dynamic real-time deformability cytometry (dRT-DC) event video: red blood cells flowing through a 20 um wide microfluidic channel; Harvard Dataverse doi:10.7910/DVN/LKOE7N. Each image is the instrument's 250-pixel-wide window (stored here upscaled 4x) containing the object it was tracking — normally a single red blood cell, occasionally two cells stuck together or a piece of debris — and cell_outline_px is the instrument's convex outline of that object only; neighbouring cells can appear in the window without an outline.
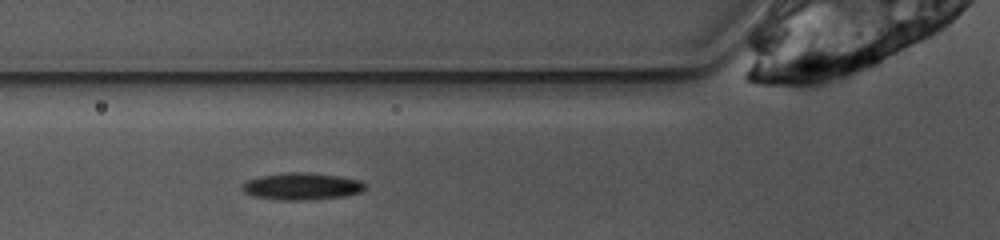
{"species": "common noctule bat (a hibernating species)", "species_latin": "Nyctalus noctula", "temperature_condition": "warm", "stored_images_in_passage": 26, "camera_frame_rate_fps": 3000, "um_per_image_px": 0.085, "animal": {"sex": "female", "body_mass_g": 10.0, "forearm_length_mm": 53.1}, "frame": {"image": 1, "passage_image": 4, "time_ms": 1.0, "image_size_px": [1000, 240], "cell_outline_px": [[368, 188], [360, 192], [344, 196], [308, 200], [284, 200], [252, 196], [244, 192], [240, 188], [248, 180], [260, 176], [288, 172], [308, 172], [340, 176], [360, 180], [368, 184]], "centroid_in_image_um": [25.7, 15.83], "position_along_channel_um": 100.1, "area_um2": 19.48}}
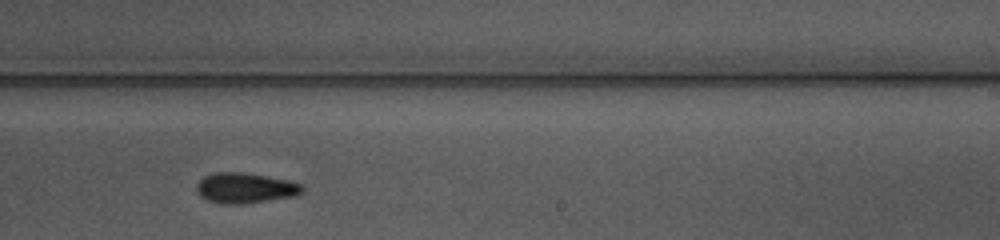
{"frame": {"image": 2, "passage_image": 17, "time_ms": 5.333, "image_size_px": [1000, 240], "cell_outline_px": [[304, 188], [296, 196], [244, 204], [220, 204], [208, 200], [200, 196], [196, 192], [196, 184], [204, 176], [216, 172], [244, 172], [288, 180], [300, 184]], "centroid_in_image_um": [20.8, 15.98], "position_along_channel_um": 268.2, "area_um2": 18.79}}
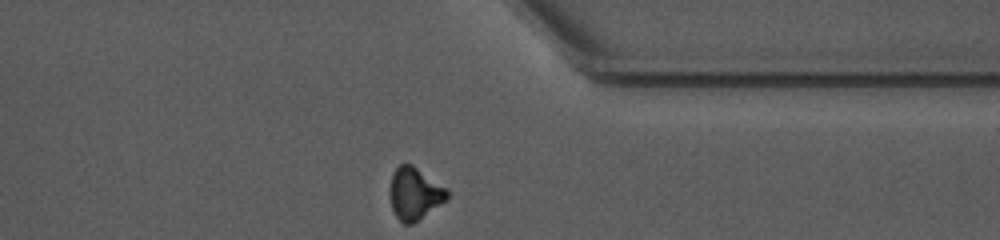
{"frame": {"image": 3, "passage_image": 26, "time_ms": 8.333, "image_size_px": [1000, 240], "cell_outline_px": [[448, 200], [412, 224], [404, 224], [396, 216], [392, 208], [392, 172], [400, 164], [412, 164], [448, 188]], "centroid_in_image_um": [35.31, 16.45], "position_along_channel_um": 376.1, "area_um2": 17.22}, "authors_computed_cell_mechanics": {"area_um2": 18.9295, "velocity_mm_per_s": 3.8695, "shape_relaxation_time_tau1_ms": 3.8857, "shape_relaxation_time_tau2_ms": null, "deformation_change_tau1": 0.1347, "deformation_change_tau2": null}}